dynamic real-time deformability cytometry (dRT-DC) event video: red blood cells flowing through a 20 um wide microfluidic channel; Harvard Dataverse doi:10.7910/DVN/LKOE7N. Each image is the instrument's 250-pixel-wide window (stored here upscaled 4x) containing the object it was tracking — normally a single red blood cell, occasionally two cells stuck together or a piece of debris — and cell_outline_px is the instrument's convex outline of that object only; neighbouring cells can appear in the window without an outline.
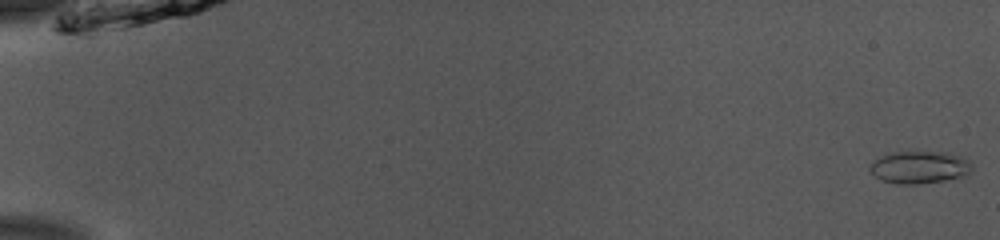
{"species": "common noctule bat (a hibernating species)", "species_latin": "Nyctalus noctula", "temperature_condition": "room temperature", "stored_images_in_passage": 52, "camera_frame_rate_fps": 3000, "um_per_image_px": 0.085, "animal": {"sex": "male", "body_mass_g": 13.0, "forearm_length_mm": 53.1}, "frame": {"image": 1, "passage_image": 1, "time_ms": 0.0, "image_size_px": [1000, 240], "cell_outline_px": [[972, 172], [968, 176], [944, 180], [916, 184], [896, 184], [880, 180], [868, 168], [880, 156], [892, 152], [948, 152], [968, 160], [972, 164]], "centroid_in_image_um": [78.19, 14.23], "position_along_channel_um": 6.8, "area_um2": 19.31}}
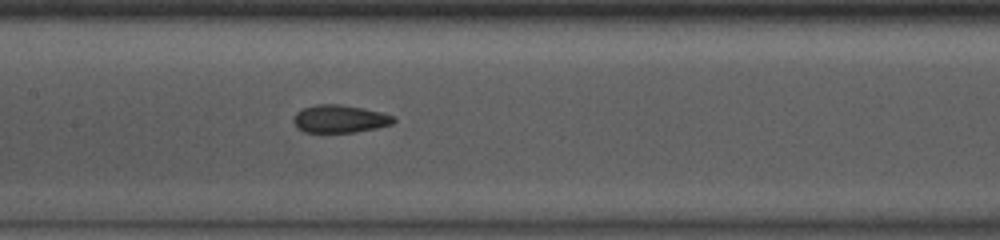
{"frame": {"image": 2, "passage_image": 27, "time_ms": 8.667, "image_size_px": [1000, 240], "cell_outline_px": [[396, 120], [392, 124], [376, 128], [352, 132], [304, 132], [292, 120], [296, 112], [300, 108], [316, 104], [340, 104], [364, 108], [380, 112], [392, 116]], "centroid_in_image_um": [28.85, 10.08], "position_along_channel_um": 178.5, "area_um2": 16.13}}
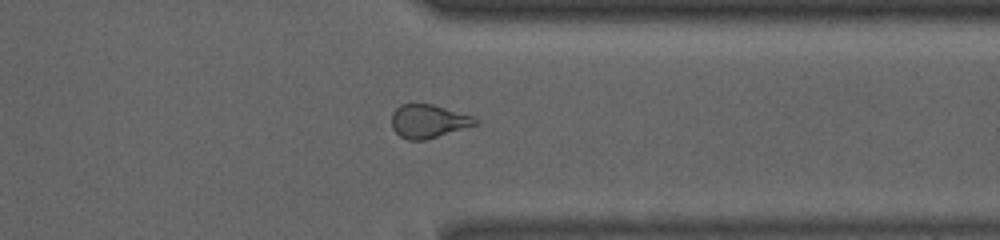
{"frame": {"image": 3, "passage_image": 42, "time_ms": 13.667, "image_size_px": [1000, 240], "cell_outline_px": [[480, 124], [424, 140], [408, 140], [400, 136], [392, 128], [392, 112], [400, 104], [432, 104], [472, 116], [480, 120]], "centroid_in_image_um": [36.43, 10.3], "position_along_channel_um": 375.0, "area_um2": 16.3}, "authors_computed_cell_mechanics": {"area_um2": 17.3111, "velocity_mm_per_s": 3.9381, "shape_relaxation_time_tau1_ms": 11.1621, "shape_relaxation_time_tau2_ms": 1.768, "deformation_change_tau1": 0.2307, "deformation_change_tau2": 0.0657}}